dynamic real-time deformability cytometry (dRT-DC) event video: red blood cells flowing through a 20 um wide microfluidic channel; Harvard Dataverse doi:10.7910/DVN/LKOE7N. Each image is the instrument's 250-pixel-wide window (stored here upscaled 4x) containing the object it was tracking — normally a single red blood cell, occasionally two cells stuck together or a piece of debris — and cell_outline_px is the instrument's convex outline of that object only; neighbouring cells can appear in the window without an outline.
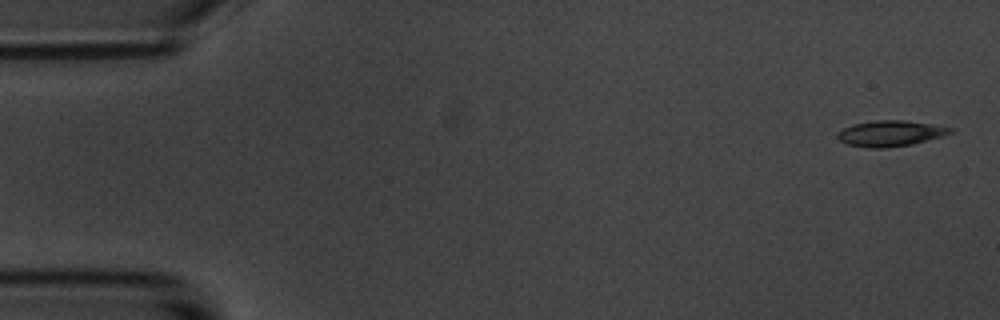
{"species": "common noctule bat (a hibernating species)", "species_latin": "Nyctalus noctula", "temperature_condition": "room temperature", "stored_images_in_passage": 5, "camera_frame_rate_fps": 3000, "um_per_image_px": 0.085, "animal": {"sex": "male", "body_mass_g": 20.1, "forearm_length_mm": 53.5}, "frame": {"image": 1, "passage_image": 1, "time_ms": 0.0, "image_size_px": [1000, 320], "cell_outline_px": [[952, 132], [944, 136], [912, 144], [880, 148], [868, 148], [848, 144], [840, 140], [836, 136], [836, 132], [852, 124], [876, 120], [904, 120], [952, 128]], "centroid_in_image_um": [75.64, 11.34], "position_along_channel_um": 9.4, "area_um2": 16.76}}
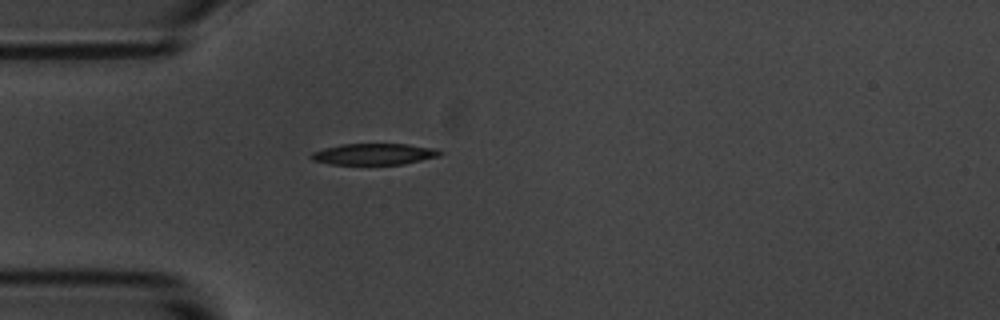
{"frame": {"image": 2, "passage_image": 5, "time_ms": 4.667, "image_size_px": [1000, 320], "cell_outline_px": [[444, 152], [440, 156], [404, 164], [328, 164], [312, 160], [308, 156], [312, 152], [324, 148], [340, 144], [408, 144], [432, 148]], "centroid_in_image_um": [31.76, 13.1], "position_along_channel_um": 53.2, "area_um2": 16.01}}